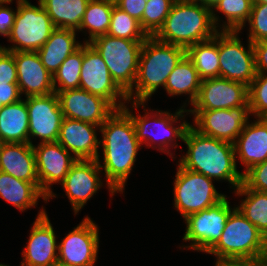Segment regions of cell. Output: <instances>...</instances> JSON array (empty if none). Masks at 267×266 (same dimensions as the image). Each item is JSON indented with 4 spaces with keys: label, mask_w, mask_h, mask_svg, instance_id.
I'll return each instance as SVG.
<instances>
[{
    "label": "cell",
    "mask_w": 267,
    "mask_h": 266,
    "mask_svg": "<svg viewBox=\"0 0 267 266\" xmlns=\"http://www.w3.org/2000/svg\"><path fill=\"white\" fill-rule=\"evenodd\" d=\"M186 55L194 63L195 69L202 80L220 77L218 32L213 38L190 46L186 50Z\"/></svg>",
    "instance_id": "f546056e"
},
{
    "label": "cell",
    "mask_w": 267,
    "mask_h": 266,
    "mask_svg": "<svg viewBox=\"0 0 267 266\" xmlns=\"http://www.w3.org/2000/svg\"><path fill=\"white\" fill-rule=\"evenodd\" d=\"M114 4L118 1V0H111Z\"/></svg>",
    "instance_id": "816d5d0a"
},
{
    "label": "cell",
    "mask_w": 267,
    "mask_h": 266,
    "mask_svg": "<svg viewBox=\"0 0 267 266\" xmlns=\"http://www.w3.org/2000/svg\"><path fill=\"white\" fill-rule=\"evenodd\" d=\"M144 41L117 38L106 34L90 42L103 58L113 80L126 94L135 84Z\"/></svg>",
    "instance_id": "52a82bcc"
},
{
    "label": "cell",
    "mask_w": 267,
    "mask_h": 266,
    "mask_svg": "<svg viewBox=\"0 0 267 266\" xmlns=\"http://www.w3.org/2000/svg\"><path fill=\"white\" fill-rule=\"evenodd\" d=\"M243 183L249 189L267 192V160L248 169L243 174Z\"/></svg>",
    "instance_id": "f35d334b"
},
{
    "label": "cell",
    "mask_w": 267,
    "mask_h": 266,
    "mask_svg": "<svg viewBox=\"0 0 267 266\" xmlns=\"http://www.w3.org/2000/svg\"><path fill=\"white\" fill-rule=\"evenodd\" d=\"M0 84H17V66L14 52L0 49Z\"/></svg>",
    "instance_id": "ab89813d"
},
{
    "label": "cell",
    "mask_w": 267,
    "mask_h": 266,
    "mask_svg": "<svg viewBox=\"0 0 267 266\" xmlns=\"http://www.w3.org/2000/svg\"><path fill=\"white\" fill-rule=\"evenodd\" d=\"M0 171L32 182L40 189L35 153L33 145L29 143H1Z\"/></svg>",
    "instance_id": "cb8c5ba5"
},
{
    "label": "cell",
    "mask_w": 267,
    "mask_h": 266,
    "mask_svg": "<svg viewBox=\"0 0 267 266\" xmlns=\"http://www.w3.org/2000/svg\"><path fill=\"white\" fill-rule=\"evenodd\" d=\"M4 1H13V0H4ZM16 1H25V0H16Z\"/></svg>",
    "instance_id": "f907efd6"
},
{
    "label": "cell",
    "mask_w": 267,
    "mask_h": 266,
    "mask_svg": "<svg viewBox=\"0 0 267 266\" xmlns=\"http://www.w3.org/2000/svg\"><path fill=\"white\" fill-rule=\"evenodd\" d=\"M239 33L218 31L220 77L249 86L256 76L254 47L248 40L245 48Z\"/></svg>",
    "instance_id": "8fae6325"
},
{
    "label": "cell",
    "mask_w": 267,
    "mask_h": 266,
    "mask_svg": "<svg viewBox=\"0 0 267 266\" xmlns=\"http://www.w3.org/2000/svg\"><path fill=\"white\" fill-rule=\"evenodd\" d=\"M213 181L178 164L173 189L175 209L186 218L223 200L226 195L218 193Z\"/></svg>",
    "instance_id": "9c48e42d"
},
{
    "label": "cell",
    "mask_w": 267,
    "mask_h": 266,
    "mask_svg": "<svg viewBox=\"0 0 267 266\" xmlns=\"http://www.w3.org/2000/svg\"><path fill=\"white\" fill-rule=\"evenodd\" d=\"M20 94L44 96L54 93L53 75L42 64L37 51L14 52Z\"/></svg>",
    "instance_id": "44dd1931"
},
{
    "label": "cell",
    "mask_w": 267,
    "mask_h": 266,
    "mask_svg": "<svg viewBox=\"0 0 267 266\" xmlns=\"http://www.w3.org/2000/svg\"><path fill=\"white\" fill-rule=\"evenodd\" d=\"M217 32L211 8L195 0H176L154 37L187 50L198 42L213 38Z\"/></svg>",
    "instance_id": "277c9868"
},
{
    "label": "cell",
    "mask_w": 267,
    "mask_h": 266,
    "mask_svg": "<svg viewBox=\"0 0 267 266\" xmlns=\"http://www.w3.org/2000/svg\"><path fill=\"white\" fill-rule=\"evenodd\" d=\"M175 1L147 0L140 25L148 36H154L163 26Z\"/></svg>",
    "instance_id": "d590c367"
},
{
    "label": "cell",
    "mask_w": 267,
    "mask_h": 266,
    "mask_svg": "<svg viewBox=\"0 0 267 266\" xmlns=\"http://www.w3.org/2000/svg\"><path fill=\"white\" fill-rule=\"evenodd\" d=\"M36 146L33 145V149L40 190L49 201L56 198L51 186L64 181L77 159L58 142L39 143Z\"/></svg>",
    "instance_id": "2e32d148"
},
{
    "label": "cell",
    "mask_w": 267,
    "mask_h": 266,
    "mask_svg": "<svg viewBox=\"0 0 267 266\" xmlns=\"http://www.w3.org/2000/svg\"><path fill=\"white\" fill-rule=\"evenodd\" d=\"M29 114V144L31 138H40V143L57 142L64 118L57 94L26 97Z\"/></svg>",
    "instance_id": "9a60e30c"
},
{
    "label": "cell",
    "mask_w": 267,
    "mask_h": 266,
    "mask_svg": "<svg viewBox=\"0 0 267 266\" xmlns=\"http://www.w3.org/2000/svg\"><path fill=\"white\" fill-rule=\"evenodd\" d=\"M4 3L10 4L13 2L0 0V35L8 38L14 25L17 6L16 11H14L11 7L9 8L8 6L4 5Z\"/></svg>",
    "instance_id": "60d3db41"
},
{
    "label": "cell",
    "mask_w": 267,
    "mask_h": 266,
    "mask_svg": "<svg viewBox=\"0 0 267 266\" xmlns=\"http://www.w3.org/2000/svg\"><path fill=\"white\" fill-rule=\"evenodd\" d=\"M248 104L255 118H267V74H256L248 86Z\"/></svg>",
    "instance_id": "8d00e7d4"
},
{
    "label": "cell",
    "mask_w": 267,
    "mask_h": 266,
    "mask_svg": "<svg viewBox=\"0 0 267 266\" xmlns=\"http://www.w3.org/2000/svg\"><path fill=\"white\" fill-rule=\"evenodd\" d=\"M232 210L225 197L214 206L188 215L184 218L186 231L183 241L190 242V245L182 247L207 253L220 239Z\"/></svg>",
    "instance_id": "30bf717a"
},
{
    "label": "cell",
    "mask_w": 267,
    "mask_h": 266,
    "mask_svg": "<svg viewBox=\"0 0 267 266\" xmlns=\"http://www.w3.org/2000/svg\"><path fill=\"white\" fill-rule=\"evenodd\" d=\"M53 266H73V265H66V264H63V263L57 261Z\"/></svg>",
    "instance_id": "c3c4849f"
},
{
    "label": "cell",
    "mask_w": 267,
    "mask_h": 266,
    "mask_svg": "<svg viewBox=\"0 0 267 266\" xmlns=\"http://www.w3.org/2000/svg\"><path fill=\"white\" fill-rule=\"evenodd\" d=\"M197 2H200L201 4L212 8L214 5H216L220 0H195Z\"/></svg>",
    "instance_id": "bcb514c9"
},
{
    "label": "cell",
    "mask_w": 267,
    "mask_h": 266,
    "mask_svg": "<svg viewBox=\"0 0 267 266\" xmlns=\"http://www.w3.org/2000/svg\"><path fill=\"white\" fill-rule=\"evenodd\" d=\"M108 35L128 40H146L149 36L142 29L140 22L115 4L112 9Z\"/></svg>",
    "instance_id": "e575fe53"
},
{
    "label": "cell",
    "mask_w": 267,
    "mask_h": 266,
    "mask_svg": "<svg viewBox=\"0 0 267 266\" xmlns=\"http://www.w3.org/2000/svg\"><path fill=\"white\" fill-rule=\"evenodd\" d=\"M193 108L188 110L232 109L248 104V86L223 77L203 79Z\"/></svg>",
    "instance_id": "e0dca14e"
},
{
    "label": "cell",
    "mask_w": 267,
    "mask_h": 266,
    "mask_svg": "<svg viewBox=\"0 0 267 266\" xmlns=\"http://www.w3.org/2000/svg\"><path fill=\"white\" fill-rule=\"evenodd\" d=\"M83 61V43L70 54L53 75L54 91H66L79 88L80 72ZM59 84V85H58Z\"/></svg>",
    "instance_id": "836d02e7"
},
{
    "label": "cell",
    "mask_w": 267,
    "mask_h": 266,
    "mask_svg": "<svg viewBox=\"0 0 267 266\" xmlns=\"http://www.w3.org/2000/svg\"><path fill=\"white\" fill-rule=\"evenodd\" d=\"M40 197L47 203V196L34 183L19 180L0 171V198L21 212L35 207Z\"/></svg>",
    "instance_id": "4316f807"
},
{
    "label": "cell",
    "mask_w": 267,
    "mask_h": 266,
    "mask_svg": "<svg viewBox=\"0 0 267 266\" xmlns=\"http://www.w3.org/2000/svg\"><path fill=\"white\" fill-rule=\"evenodd\" d=\"M102 172L97 160H77L61 183L70 200L74 215L87 204V201L103 186L99 177Z\"/></svg>",
    "instance_id": "ffe728a7"
},
{
    "label": "cell",
    "mask_w": 267,
    "mask_h": 266,
    "mask_svg": "<svg viewBox=\"0 0 267 266\" xmlns=\"http://www.w3.org/2000/svg\"><path fill=\"white\" fill-rule=\"evenodd\" d=\"M21 97L18 84H0V103L3 106L19 101Z\"/></svg>",
    "instance_id": "ee69618b"
},
{
    "label": "cell",
    "mask_w": 267,
    "mask_h": 266,
    "mask_svg": "<svg viewBox=\"0 0 267 266\" xmlns=\"http://www.w3.org/2000/svg\"><path fill=\"white\" fill-rule=\"evenodd\" d=\"M201 82L194 63L185 55L168 76L164 89L171 97L188 94V103L192 105L198 97Z\"/></svg>",
    "instance_id": "83f0119b"
},
{
    "label": "cell",
    "mask_w": 267,
    "mask_h": 266,
    "mask_svg": "<svg viewBox=\"0 0 267 266\" xmlns=\"http://www.w3.org/2000/svg\"><path fill=\"white\" fill-rule=\"evenodd\" d=\"M16 3L17 13L8 37V41L14 44L1 48L10 52L38 51L49 39L55 26L39 0L38 6L31 4L29 0Z\"/></svg>",
    "instance_id": "ba28073f"
},
{
    "label": "cell",
    "mask_w": 267,
    "mask_h": 266,
    "mask_svg": "<svg viewBox=\"0 0 267 266\" xmlns=\"http://www.w3.org/2000/svg\"><path fill=\"white\" fill-rule=\"evenodd\" d=\"M55 28L78 30L90 0H39Z\"/></svg>",
    "instance_id": "f1b7e54d"
},
{
    "label": "cell",
    "mask_w": 267,
    "mask_h": 266,
    "mask_svg": "<svg viewBox=\"0 0 267 266\" xmlns=\"http://www.w3.org/2000/svg\"><path fill=\"white\" fill-rule=\"evenodd\" d=\"M76 30L55 28L37 51L45 68L54 75L64 60L82 44L76 41Z\"/></svg>",
    "instance_id": "d4e9b609"
},
{
    "label": "cell",
    "mask_w": 267,
    "mask_h": 266,
    "mask_svg": "<svg viewBox=\"0 0 267 266\" xmlns=\"http://www.w3.org/2000/svg\"><path fill=\"white\" fill-rule=\"evenodd\" d=\"M99 229L88 216L58 243V261L73 266H94L99 248Z\"/></svg>",
    "instance_id": "5bb4252c"
},
{
    "label": "cell",
    "mask_w": 267,
    "mask_h": 266,
    "mask_svg": "<svg viewBox=\"0 0 267 266\" xmlns=\"http://www.w3.org/2000/svg\"><path fill=\"white\" fill-rule=\"evenodd\" d=\"M182 141L188 148L178 161L183 168L216 181H228L234 191L243 183V172L237 170L233 143L204 135L192 124Z\"/></svg>",
    "instance_id": "7a4b0ae2"
},
{
    "label": "cell",
    "mask_w": 267,
    "mask_h": 266,
    "mask_svg": "<svg viewBox=\"0 0 267 266\" xmlns=\"http://www.w3.org/2000/svg\"><path fill=\"white\" fill-rule=\"evenodd\" d=\"M234 193L245 196L237 208L267 239V192L249 189L242 183Z\"/></svg>",
    "instance_id": "4dcf8cb0"
},
{
    "label": "cell",
    "mask_w": 267,
    "mask_h": 266,
    "mask_svg": "<svg viewBox=\"0 0 267 266\" xmlns=\"http://www.w3.org/2000/svg\"><path fill=\"white\" fill-rule=\"evenodd\" d=\"M54 228L44 207L31 227L28 244L22 251L21 266H53L58 261V244Z\"/></svg>",
    "instance_id": "d6986e66"
},
{
    "label": "cell",
    "mask_w": 267,
    "mask_h": 266,
    "mask_svg": "<svg viewBox=\"0 0 267 266\" xmlns=\"http://www.w3.org/2000/svg\"><path fill=\"white\" fill-rule=\"evenodd\" d=\"M79 88L106 99L115 109L128 103L127 94L116 84L101 55L83 42V61Z\"/></svg>",
    "instance_id": "7c38bea8"
},
{
    "label": "cell",
    "mask_w": 267,
    "mask_h": 266,
    "mask_svg": "<svg viewBox=\"0 0 267 266\" xmlns=\"http://www.w3.org/2000/svg\"><path fill=\"white\" fill-rule=\"evenodd\" d=\"M146 2L147 0H118L115 5L140 22L146 7Z\"/></svg>",
    "instance_id": "b9f144b4"
},
{
    "label": "cell",
    "mask_w": 267,
    "mask_h": 266,
    "mask_svg": "<svg viewBox=\"0 0 267 266\" xmlns=\"http://www.w3.org/2000/svg\"><path fill=\"white\" fill-rule=\"evenodd\" d=\"M114 3L111 0H90L85 10L80 28L77 31L88 29L89 40L84 43H90L96 37L108 33L111 14Z\"/></svg>",
    "instance_id": "d6a6232c"
},
{
    "label": "cell",
    "mask_w": 267,
    "mask_h": 266,
    "mask_svg": "<svg viewBox=\"0 0 267 266\" xmlns=\"http://www.w3.org/2000/svg\"><path fill=\"white\" fill-rule=\"evenodd\" d=\"M131 105L132 107L130 108H132V110L135 108L138 109L142 105V107L144 108V111H146L145 115L143 116L140 114L135 116V114H133L129 110L127 105H124L122 107L130 115L133 121L134 128H135L136 137L138 141L141 143V145L145 144L146 147H152L154 149L158 148V150H160L163 153H167L174 160L175 157L172 156L173 153H171L169 149L170 147H172L173 149L179 146L176 141L179 139L181 141L183 140L185 131L189 127L190 123H188L186 120L185 121L183 120V122H181L180 125L176 127L173 124L178 123V119L182 120L185 118L184 113H188V109H185L186 105L184 104L181 108L176 110L174 114L171 112L162 111V110H156L157 112L150 113L145 109L146 106L144 102H132ZM152 123L154 124V126L156 124V126L158 127L157 128L158 131H155V133H150L149 131V129L153 126L151 125ZM160 131L161 132L163 131V132L161 133Z\"/></svg>",
    "instance_id": "8992f818"
},
{
    "label": "cell",
    "mask_w": 267,
    "mask_h": 266,
    "mask_svg": "<svg viewBox=\"0 0 267 266\" xmlns=\"http://www.w3.org/2000/svg\"><path fill=\"white\" fill-rule=\"evenodd\" d=\"M254 0H220L212 9V21L218 31H240L245 27L252 11ZM225 15L227 21L219 26V15L216 11ZM217 15V16H216Z\"/></svg>",
    "instance_id": "1f68e13d"
},
{
    "label": "cell",
    "mask_w": 267,
    "mask_h": 266,
    "mask_svg": "<svg viewBox=\"0 0 267 266\" xmlns=\"http://www.w3.org/2000/svg\"><path fill=\"white\" fill-rule=\"evenodd\" d=\"M215 266H258L250 261L216 260Z\"/></svg>",
    "instance_id": "f6af8a7d"
},
{
    "label": "cell",
    "mask_w": 267,
    "mask_h": 266,
    "mask_svg": "<svg viewBox=\"0 0 267 266\" xmlns=\"http://www.w3.org/2000/svg\"><path fill=\"white\" fill-rule=\"evenodd\" d=\"M252 44L255 53L256 74H267V43L262 40Z\"/></svg>",
    "instance_id": "7bdbcfd3"
},
{
    "label": "cell",
    "mask_w": 267,
    "mask_h": 266,
    "mask_svg": "<svg viewBox=\"0 0 267 266\" xmlns=\"http://www.w3.org/2000/svg\"><path fill=\"white\" fill-rule=\"evenodd\" d=\"M258 266H267V249L266 251L261 255L257 262Z\"/></svg>",
    "instance_id": "7dc6e473"
},
{
    "label": "cell",
    "mask_w": 267,
    "mask_h": 266,
    "mask_svg": "<svg viewBox=\"0 0 267 266\" xmlns=\"http://www.w3.org/2000/svg\"><path fill=\"white\" fill-rule=\"evenodd\" d=\"M100 126L64 117L57 142L77 160H97L100 141L97 130Z\"/></svg>",
    "instance_id": "7402d4cb"
},
{
    "label": "cell",
    "mask_w": 267,
    "mask_h": 266,
    "mask_svg": "<svg viewBox=\"0 0 267 266\" xmlns=\"http://www.w3.org/2000/svg\"><path fill=\"white\" fill-rule=\"evenodd\" d=\"M248 40L251 43L267 37V3H253L249 20Z\"/></svg>",
    "instance_id": "74e56055"
},
{
    "label": "cell",
    "mask_w": 267,
    "mask_h": 266,
    "mask_svg": "<svg viewBox=\"0 0 267 266\" xmlns=\"http://www.w3.org/2000/svg\"><path fill=\"white\" fill-rule=\"evenodd\" d=\"M244 126L233 143L235 158L246 167L243 174L252 166L267 160V118H255Z\"/></svg>",
    "instance_id": "603a6c76"
},
{
    "label": "cell",
    "mask_w": 267,
    "mask_h": 266,
    "mask_svg": "<svg viewBox=\"0 0 267 266\" xmlns=\"http://www.w3.org/2000/svg\"><path fill=\"white\" fill-rule=\"evenodd\" d=\"M267 249V239L237 207L230 212L218 242L207 252L216 260L257 263Z\"/></svg>",
    "instance_id": "5b68a950"
},
{
    "label": "cell",
    "mask_w": 267,
    "mask_h": 266,
    "mask_svg": "<svg viewBox=\"0 0 267 266\" xmlns=\"http://www.w3.org/2000/svg\"><path fill=\"white\" fill-rule=\"evenodd\" d=\"M103 163L107 188L110 194L123 193L126 181L133 169L138 150L142 147L135 133L130 115L123 109H116L100 126Z\"/></svg>",
    "instance_id": "6da1fadb"
},
{
    "label": "cell",
    "mask_w": 267,
    "mask_h": 266,
    "mask_svg": "<svg viewBox=\"0 0 267 266\" xmlns=\"http://www.w3.org/2000/svg\"><path fill=\"white\" fill-rule=\"evenodd\" d=\"M0 142L29 143V114L25 99L1 108Z\"/></svg>",
    "instance_id": "484cf974"
},
{
    "label": "cell",
    "mask_w": 267,
    "mask_h": 266,
    "mask_svg": "<svg viewBox=\"0 0 267 266\" xmlns=\"http://www.w3.org/2000/svg\"><path fill=\"white\" fill-rule=\"evenodd\" d=\"M185 55V48L149 36L141 48L136 81L127 93L128 102L146 103L160 86L165 88L168 76Z\"/></svg>",
    "instance_id": "3957f363"
},
{
    "label": "cell",
    "mask_w": 267,
    "mask_h": 266,
    "mask_svg": "<svg viewBox=\"0 0 267 266\" xmlns=\"http://www.w3.org/2000/svg\"><path fill=\"white\" fill-rule=\"evenodd\" d=\"M253 3H267V0H254Z\"/></svg>",
    "instance_id": "681fc988"
},
{
    "label": "cell",
    "mask_w": 267,
    "mask_h": 266,
    "mask_svg": "<svg viewBox=\"0 0 267 266\" xmlns=\"http://www.w3.org/2000/svg\"><path fill=\"white\" fill-rule=\"evenodd\" d=\"M194 115L193 127L215 139L234 143L251 116L249 106L219 110H188Z\"/></svg>",
    "instance_id": "4fadbf2b"
},
{
    "label": "cell",
    "mask_w": 267,
    "mask_h": 266,
    "mask_svg": "<svg viewBox=\"0 0 267 266\" xmlns=\"http://www.w3.org/2000/svg\"><path fill=\"white\" fill-rule=\"evenodd\" d=\"M64 117L101 126L116 110L106 99L81 88L55 92Z\"/></svg>",
    "instance_id": "ac0fdd59"
}]
</instances>
